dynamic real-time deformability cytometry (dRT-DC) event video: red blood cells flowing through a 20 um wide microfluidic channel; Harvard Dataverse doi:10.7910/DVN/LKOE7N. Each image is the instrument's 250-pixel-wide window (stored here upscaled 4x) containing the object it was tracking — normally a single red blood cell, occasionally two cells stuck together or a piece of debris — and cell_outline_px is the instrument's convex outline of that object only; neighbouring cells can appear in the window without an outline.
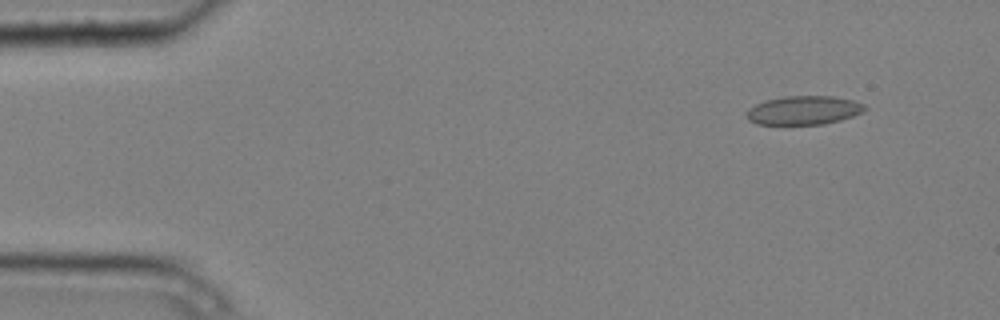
{"species": "common noctule bat (a hibernating species)", "species_latin": "Nyctalus noctula", "temperature_condition": "cold", "stored_images_in_passage": 5, "camera_frame_rate_fps": 3000, "um_per_image_px": 0.085, "animal": {"sex": "male", "body_mass_g": 20.4}, "frame": {"image": 1, "passage_image": 2, "time_ms": 0.333, "image_size_px": [1000, 320], "cell_outline_px": [[868, 108], [864, 112], [840, 120], [824, 124], [756, 124], [748, 120], [744, 116], [748, 108], [764, 100], [784, 96], [832, 96], [852, 100], [864, 104]], "centroid_in_image_um": [68.29, 9.37], "position_along_channel_um": 16.7, "area_um2": 20.0}}
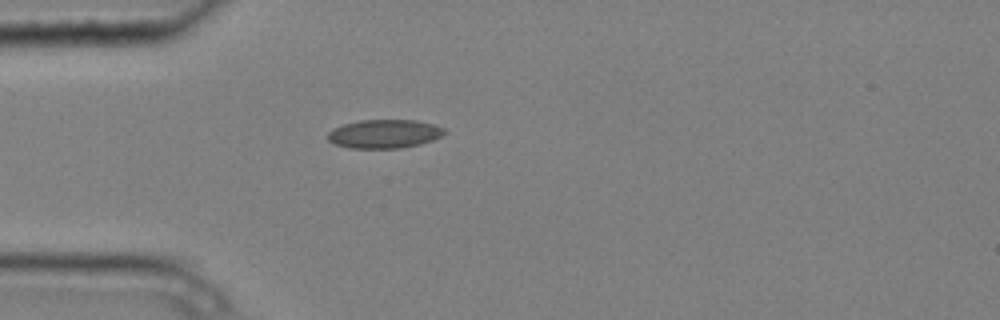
{"frame": {"image": 2, "passage_image": 5, "time_ms": 1.333, "image_size_px": [1000, 320], "cell_outline_px": [[448, 132], [432, 140], [420, 144], [400, 148], [348, 148], [332, 144], [328, 140], [328, 132], [332, 128], [344, 124], [360, 120], [416, 120], [432, 124], [444, 128]], "centroid_in_image_um": [32.64, 11.38], "position_along_channel_um": 52.4, "area_um2": 19.59}}